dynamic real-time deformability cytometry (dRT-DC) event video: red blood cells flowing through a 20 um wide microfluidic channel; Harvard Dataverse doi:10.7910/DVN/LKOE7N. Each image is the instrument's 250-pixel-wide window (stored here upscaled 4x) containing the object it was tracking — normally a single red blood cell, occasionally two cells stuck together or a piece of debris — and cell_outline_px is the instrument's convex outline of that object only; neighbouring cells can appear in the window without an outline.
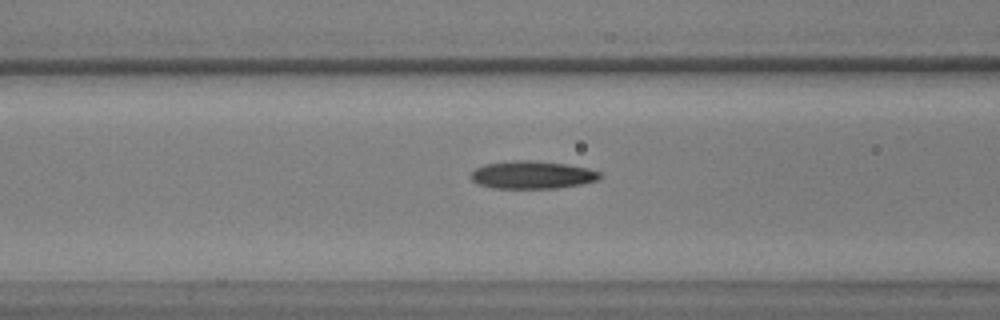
{"species": "common noctule bat (a hibernating species)", "species_latin": "Nyctalus noctula", "temperature_condition": "warm", "stored_images_in_passage": 30, "camera_frame_rate_fps": 3000, "um_per_image_px": 0.085, "animal": {"sex": "male", "body_mass_g": 17.9, "forearm_length_mm": 54.2}, "frame": {"image": 1, "passage_image": 7, "time_ms": 2.0, "image_size_px": [1000, 320], "cell_outline_px": [[600, 176], [596, 180], [580, 184], [556, 188], [492, 188], [476, 184], [468, 176], [476, 168], [484, 164], [512, 160], [532, 160], [568, 164], [588, 168], [600, 172]], "centroid_in_image_um": [45.18, 14.86], "position_along_channel_um": 121.4, "area_um2": 20.98}}
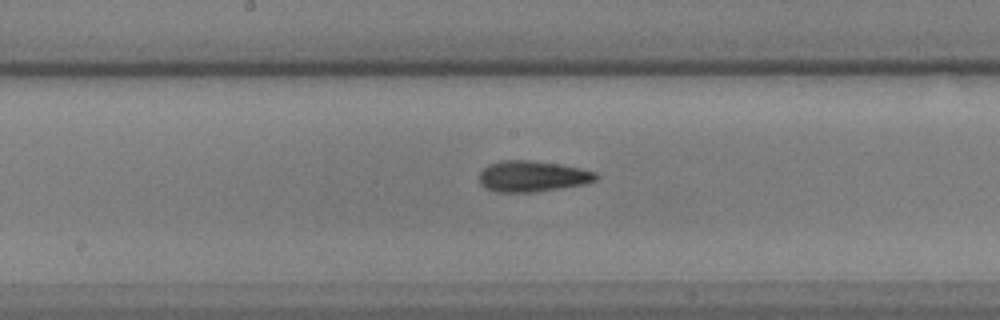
{"frame": {"image": 2, "passage_image": 14, "time_ms": 4.333, "image_size_px": [1000, 320], "cell_outline_px": [[600, 176], [596, 180], [584, 184], [532, 192], [496, 192], [484, 188], [480, 184], [480, 172], [488, 164], [500, 160], [528, 160], [556, 164], [580, 168], [596, 172]], "centroid_in_image_um": [45.23, 14.98], "position_along_channel_um": 203.0, "area_um2": 20.98}}
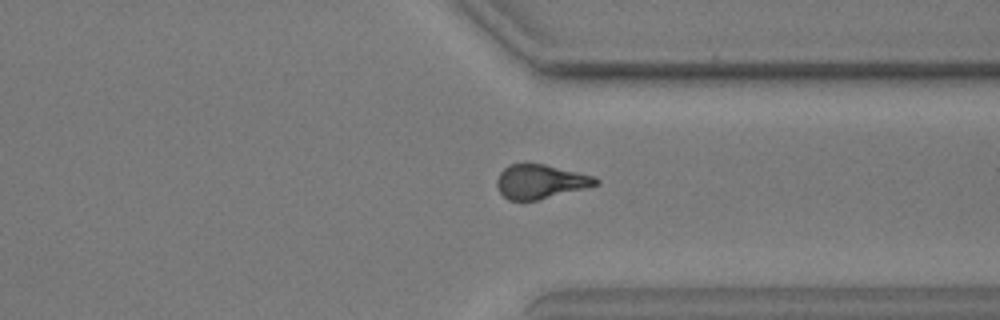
{"frame": {"image": 3, "passage_image": 28, "time_ms": 9.0, "image_size_px": [1000, 320], "cell_outline_px": [[600, 184], [536, 200], [508, 200], [500, 192], [496, 184], [496, 180], [500, 172], [508, 164], [528, 160], [592, 176], [600, 180]], "centroid_in_image_um": [45.87, 15.39], "position_along_channel_um": 365.5, "area_um2": 19.83}}